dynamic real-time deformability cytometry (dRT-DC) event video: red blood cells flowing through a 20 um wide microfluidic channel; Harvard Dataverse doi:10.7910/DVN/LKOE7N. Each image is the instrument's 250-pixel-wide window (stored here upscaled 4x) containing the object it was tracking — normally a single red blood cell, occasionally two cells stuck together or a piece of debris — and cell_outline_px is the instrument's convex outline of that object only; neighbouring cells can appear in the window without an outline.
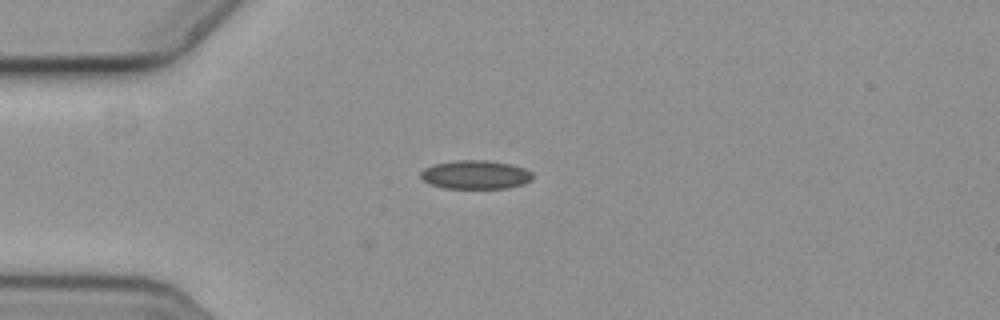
{"species": "common noctule bat (a hibernating species)", "species_latin": "Nyctalus noctula", "temperature_condition": "cold", "stored_images_in_passage": 5, "camera_frame_rate_fps": 3000, "um_per_image_px": 0.085, "animal": {"sex": "female", "body_mass_g": 19.3, "forearm_length_mm": 54.1}, "frame": {"image": 1, "passage_image": 5, "time_ms": 1.333, "image_size_px": [1000, 320], "cell_outline_px": [[532, 180], [524, 184], [508, 188], [444, 188], [432, 184], [424, 180], [420, 176], [420, 172], [424, 168], [432, 164], [456, 160], [488, 160], [512, 164], [524, 168], [532, 172]], "centroid_in_image_um": [40.43, 14.84], "position_along_channel_um": 44.6, "area_um2": 18.84}}